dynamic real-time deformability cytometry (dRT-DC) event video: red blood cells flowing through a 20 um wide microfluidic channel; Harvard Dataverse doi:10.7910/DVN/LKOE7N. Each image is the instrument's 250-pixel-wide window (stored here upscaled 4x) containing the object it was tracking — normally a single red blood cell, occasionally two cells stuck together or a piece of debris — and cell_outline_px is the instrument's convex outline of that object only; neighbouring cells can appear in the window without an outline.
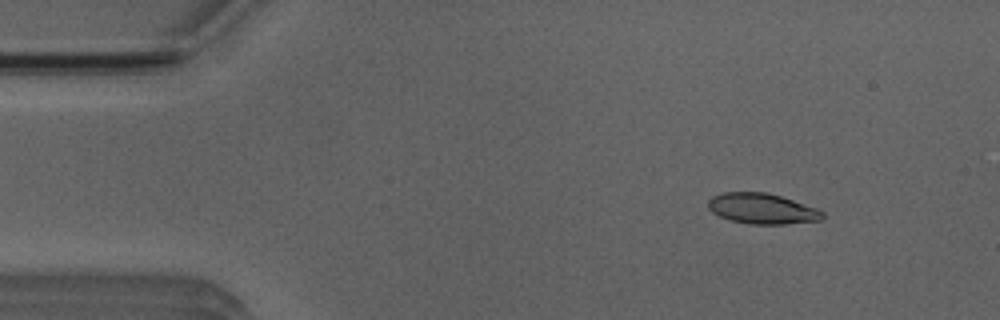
{"species": "Egyptian fruit bat (a non-hibernating species)", "species_latin": "Rousettus aegyptiacus", "temperature_condition": "room temperature", "stored_images_in_passage": 5, "camera_frame_rate_fps": 3000, "um_per_image_px": 0.085, "animal": {"sex": "male"}, "frame": {"image": 1, "passage_image": 2, "time_ms": 1.333, "image_size_px": [1000, 320], "cell_outline_px": [[824, 216], [820, 220], [784, 224], [752, 224], [732, 220], [720, 216], [712, 212], [708, 208], [708, 200], [712, 196], [724, 192], [768, 192], [816, 208], [824, 212]], "centroid_in_image_um": [64.76, 17.73], "position_along_channel_um": 20.2, "area_um2": 20.17}}
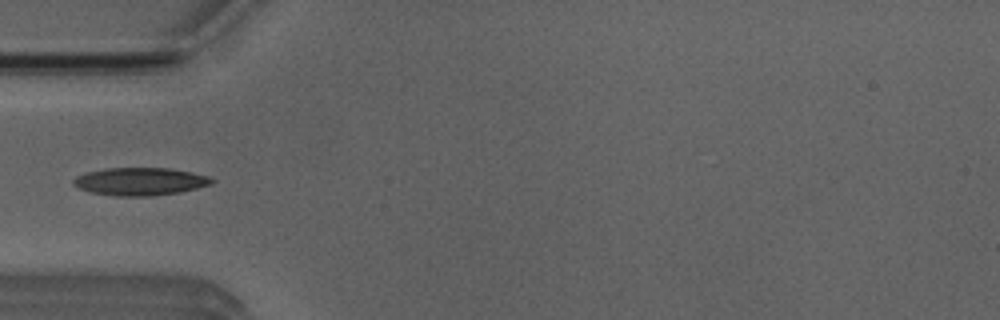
{"frame": {"image": 2, "passage_image": 4, "time_ms": 4.667, "image_size_px": [1000, 320], "cell_outline_px": [[216, 180], [212, 184], [180, 192], [152, 196], [116, 196], [88, 192], [76, 188], [72, 184], [72, 180], [76, 176], [84, 172], [104, 168], [168, 168], [192, 172], [208, 176]], "centroid_in_image_um": [11.85, 15.42], "position_along_channel_um": 73.1, "area_um2": 22.72}}